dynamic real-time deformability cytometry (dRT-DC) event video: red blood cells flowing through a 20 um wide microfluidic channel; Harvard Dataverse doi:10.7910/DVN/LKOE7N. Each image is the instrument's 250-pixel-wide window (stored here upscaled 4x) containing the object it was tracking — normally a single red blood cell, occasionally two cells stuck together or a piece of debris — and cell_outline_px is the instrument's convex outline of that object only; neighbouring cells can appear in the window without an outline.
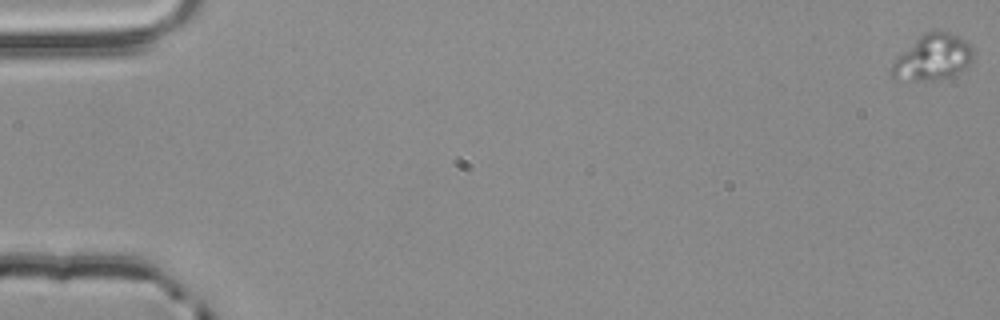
{"species": "common noctule bat (a hibernating species)", "species_latin": "Nyctalus noctula", "temperature_condition": "room temperature", "stored_images_in_passage": 3, "camera_frame_rate_fps": 3000, "um_per_image_px": 0.085, "animal": {"sex": "male", "body_mass_g": 20.4}, "frame": {"image": 1, "passage_image": 1, "time_ms": 0.0, "image_size_px": [1000, 320], "cell_outline_px": [[972, 60], [964, 68], [948, 76], [924, 80], [896, 80], [888, 72], [892, 64], [924, 32], [948, 32], [960, 36], [972, 48]], "centroid_in_image_um": [79.26, 4.88], "position_along_channel_um": 5.7, "area_um2": 20.92}}